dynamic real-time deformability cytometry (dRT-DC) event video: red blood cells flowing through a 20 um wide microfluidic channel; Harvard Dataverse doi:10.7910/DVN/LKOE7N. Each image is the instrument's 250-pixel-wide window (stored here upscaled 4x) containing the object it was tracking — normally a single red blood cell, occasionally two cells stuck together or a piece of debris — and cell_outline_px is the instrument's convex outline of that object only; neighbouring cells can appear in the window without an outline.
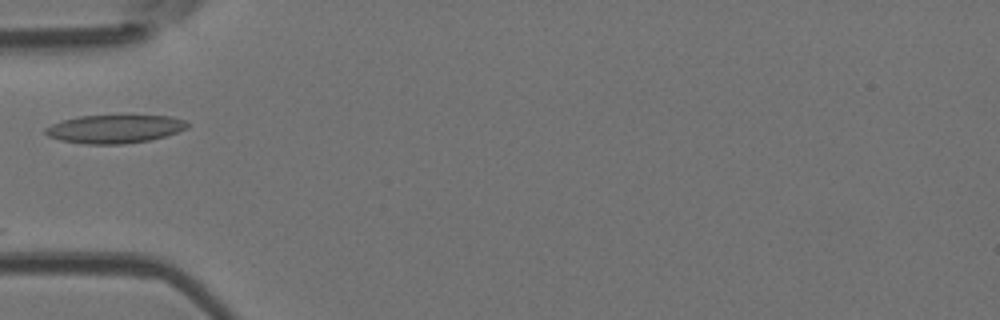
{"species": "Egyptian fruit bat (a non-hibernating species)", "species_latin": "Rousettus aegyptiacus", "temperature_condition": "room temperature", "stored_images_in_passage": 6, "camera_frame_rate_fps": 3000, "um_per_image_px": 0.085, "animal": {"sex": "female"}, "frame": {"image": 1, "passage_image": 1, "time_ms": 0.0, "image_size_px": [1000, 320], "cell_outline_px": [[188, 128], [164, 136], [148, 140], [120, 144], [84, 144], [60, 140], [48, 136], [44, 132], [44, 128], [52, 124], [64, 120], [80, 116], [172, 116], [184, 120], [188, 124]], "centroid_in_image_um": [9.72, 10.96], "position_along_channel_um": 75.3, "area_um2": 23.12}}
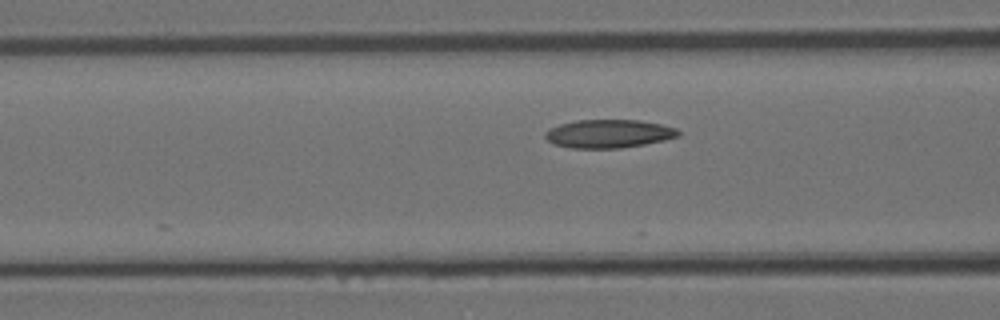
{"frame": {"image": 2, "passage_image": 4, "time_ms": 1.0, "image_size_px": [1000, 320], "cell_outline_px": [[680, 136], [664, 140], [644, 144], [620, 148], [572, 148], [552, 144], [544, 136], [544, 132], [548, 128], [560, 124], [576, 120], [636, 120], [660, 124], [676, 128], [680, 132]], "centroid_in_image_um": [51.7, 11.36], "position_along_channel_um": 114.9, "area_um2": 22.02}}